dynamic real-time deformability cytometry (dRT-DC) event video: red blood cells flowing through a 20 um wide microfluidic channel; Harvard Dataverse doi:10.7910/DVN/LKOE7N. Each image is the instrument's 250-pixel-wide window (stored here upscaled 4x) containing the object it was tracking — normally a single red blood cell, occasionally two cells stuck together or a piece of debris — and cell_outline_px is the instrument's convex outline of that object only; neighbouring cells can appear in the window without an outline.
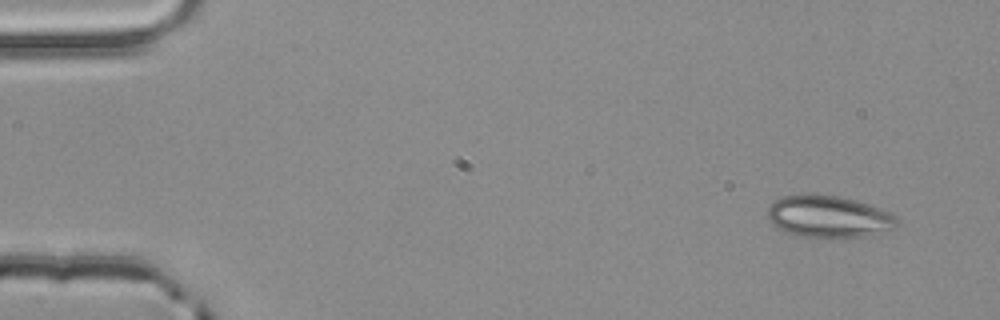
{"species": "common noctule bat (a hibernating species)", "species_latin": "Nyctalus noctula", "temperature_condition": "room temperature", "stored_images_in_passage": 5, "camera_frame_rate_fps": 3000, "um_per_image_px": 0.085, "animal": {"sex": "male", "body_mass_g": 20.4}, "frame": {"image": 1, "passage_image": 1, "time_ms": 0.0, "image_size_px": [1000, 320], "cell_outline_px": [[900, 224], [896, 228], [884, 232], [864, 236], [804, 236], [788, 232], [776, 228], [768, 220], [768, 208], [780, 196], [840, 196], [856, 200], [868, 204], [888, 212], [896, 216]], "centroid_in_image_um": [70.48, 18.42], "position_along_channel_um": 14.5, "area_um2": 30.87}}
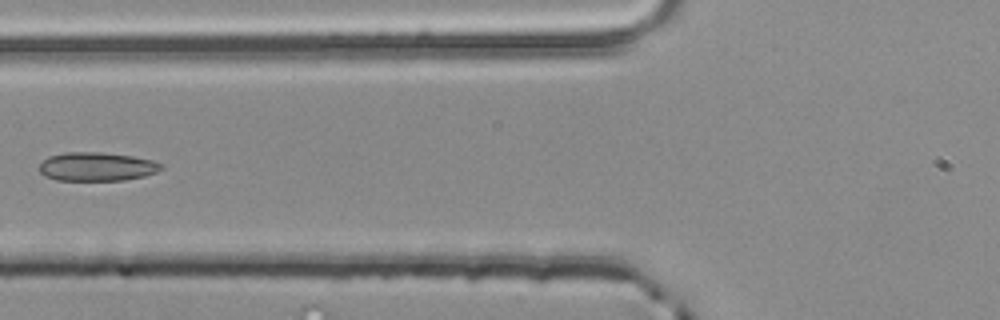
{"frame": {"image": 2, "passage_image": 5, "time_ms": 1.333, "image_size_px": [1000, 320], "cell_outline_px": [[164, 168], [156, 172], [144, 176], [124, 180], [56, 180], [44, 176], [40, 172], [40, 164], [48, 156], [64, 152], [100, 152], [132, 156], [152, 160], [164, 164]], "centroid_in_image_um": [8.24, 14.16], "position_along_channel_um": 117.6, "area_um2": 20.46}}